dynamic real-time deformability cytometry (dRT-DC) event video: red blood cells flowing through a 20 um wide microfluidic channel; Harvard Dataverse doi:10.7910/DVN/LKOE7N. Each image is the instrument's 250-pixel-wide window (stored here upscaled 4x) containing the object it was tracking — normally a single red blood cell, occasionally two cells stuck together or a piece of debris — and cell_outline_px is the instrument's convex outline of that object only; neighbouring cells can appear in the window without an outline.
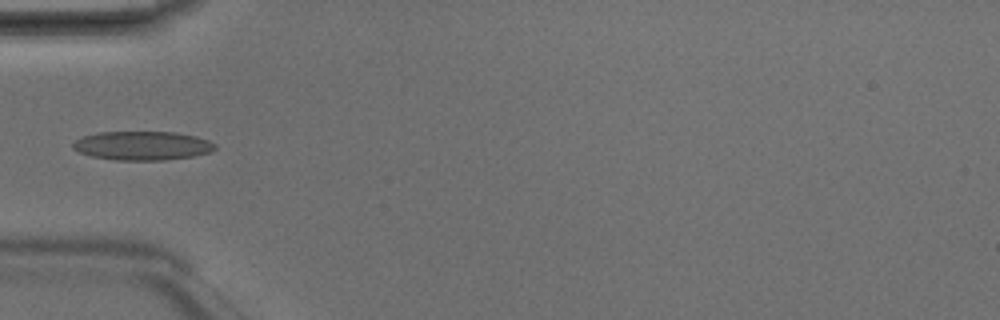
{"species": "Egyptian fruit bat (a non-hibernating species)", "species_latin": "Rousettus aegyptiacus", "temperature_condition": "room temperature", "stored_images_in_passage": 3, "camera_frame_rate_fps": 3000, "um_per_image_px": 0.085, "animal": {"sex": "male"}, "frame": {"image": 1, "passage_image": 3, "time_ms": 0.667, "image_size_px": [1000, 320], "cell_outline_px": [[216, 148], [208, 152], [192, 156], [164, 160], [116, 160], [92, 156], [80, 152], [72, 148], [72, 144], [76, 140], [84, 136], [96, 132], [176, 132], [196, 136], [208, 140], [216, 144]], "centroid_in_image_um": [12.1, 12.37], "position_along_channel_um": 72.9, "area_um2": 23.81}}